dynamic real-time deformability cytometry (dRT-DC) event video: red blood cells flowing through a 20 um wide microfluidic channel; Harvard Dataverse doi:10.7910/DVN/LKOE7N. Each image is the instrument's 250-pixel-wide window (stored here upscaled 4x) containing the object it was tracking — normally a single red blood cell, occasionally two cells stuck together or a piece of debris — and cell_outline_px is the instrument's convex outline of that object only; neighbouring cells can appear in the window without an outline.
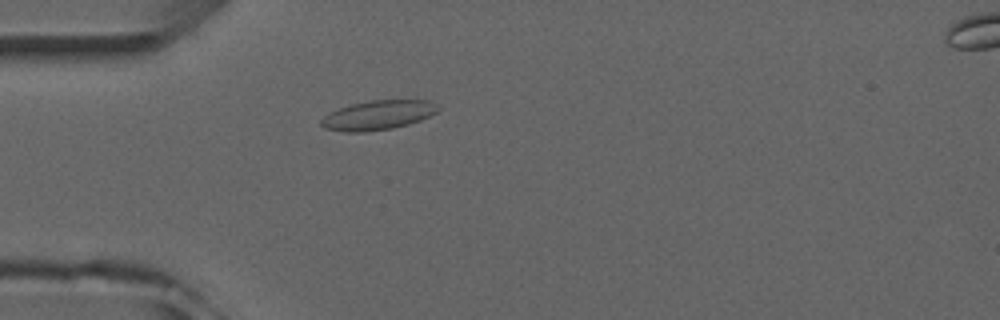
{"species": "common noctule bat (a hibernating species)", "species_latin": "Nyctalus noctula", "temperature_condition": "room temperature", "stored_images_in_passage": 5, "camera_frame_rate_fps": 3000, "um_per_image_px": 0.085, "animal": {"sex": "male", "forearm_length_mm": 52.5}, "frame": {"image": 1, "passage_image": 4, "time_ms": 3.333, "image_size_px": [1000, 320], "cell_outline_px": [[440, 108], [436, 112], [420, 120], [408, 124], [392, 128], [364, 132], [344, 132], [324, 128], [320, 124], [320, 120], [324, 116], [340, 108], [352, 104], [372, 100], [428, 100], [436, 104]], "centroid_in_image_um": [32.12, 9.79], "position_along_channel_um": 52.9, "area_um2": 19.83}}